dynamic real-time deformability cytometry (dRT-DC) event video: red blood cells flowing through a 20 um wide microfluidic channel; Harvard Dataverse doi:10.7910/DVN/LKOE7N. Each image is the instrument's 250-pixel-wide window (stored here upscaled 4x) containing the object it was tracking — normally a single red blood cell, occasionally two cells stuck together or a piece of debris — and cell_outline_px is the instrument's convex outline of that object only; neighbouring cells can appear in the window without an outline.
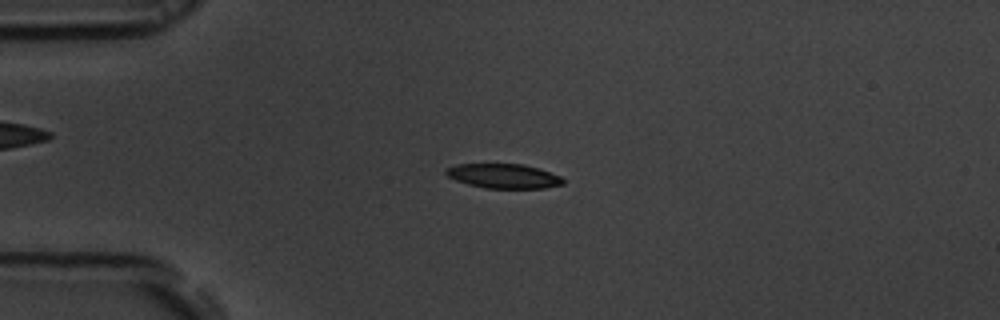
{"species": "common noctule bat (a hibernating species)", "species_latin": "Nyctalus noctula", "temperature_condition": "room temperature", "stored_images_in_passage": 50, "camera_frame_rate_fps": 3000, "um_per_image_px": 0.085, "animal": {"sex": "male", "body_mass_g": 19.5, "forearm_length_mm": 54.6}, "frame": {"image": 1, "passage_image": 9, "time_ms": 2.667, "image_size_px": [1000, 320], "cell_outline_px": [[564, 184], [544, 188], [484, 188], [468, 184], [456, 180], [448, 176], [444, 172], [448, 168], [456, 164], [524, 164], [540, 168], [560, 176], [564, 180]], "centroid_in_image_um": [42.83, 14.96], "position_along_channel_um": 42.2, "area_um2": 16.7}}
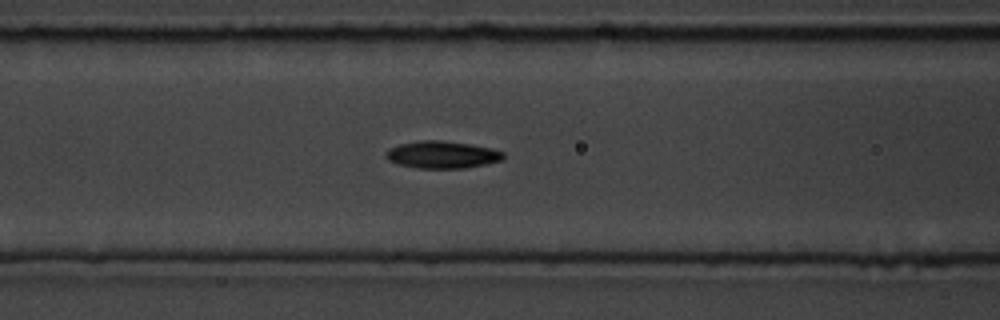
{"frame": {"image": 2, "passage_image": 18, "time_ms": 5.667, "image_size_px": [1000, 320], "cell_outline_px": [[504, 156], [500, 160], [484, 164], [464, 168], [416, 168], [400, 164], [388, 160], [384, 156], [384, 152], [388, 148], [400, 144], [420, 140], [440, 140], [468, 144], [492, 148], [504, 152]], "centroid_in_image_um": [37.53, 13.14], "position_along_channel_um": 129.1, "area_um2": 18.55}}
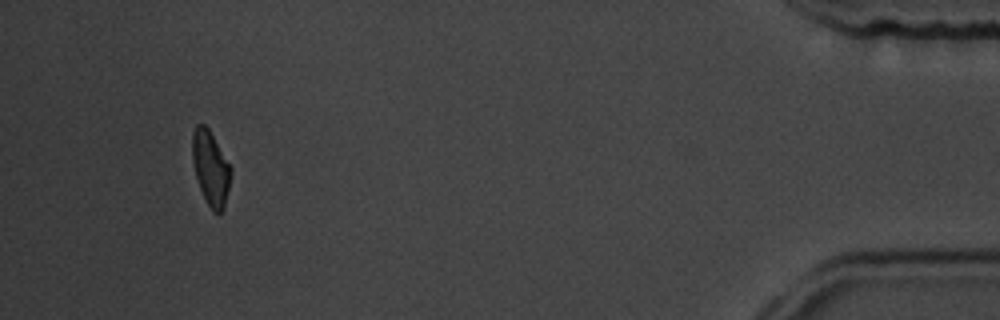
{"frame": {"image": 3, "passage_image": 47, "time_ms": 15.333, "image_size_px": [1000, 320], "cell_outline_px": [[232, 172], [224, 208], [220, 212], [212, 212], [200, 188], [196, 176], [192, 160], [192, 132], [196, 124], [204, 124], [208, 128], [232, 168]], "centroid_in_image_um": [17.9, 14.27], "position_along_channel_um": 417.3, "area_um2": 16.59}, "authors_computed_cell_mechanics": {"area_um2": 17.5134, "velocity_mm_per_s": 3.7165, "shape_relaxation_time_tau1_ms": 3.2939, "shape_relaxation_time_tau2_ms": null, "deformation_change_tau1": 0.1258, "deformation_change_tau2": null}}